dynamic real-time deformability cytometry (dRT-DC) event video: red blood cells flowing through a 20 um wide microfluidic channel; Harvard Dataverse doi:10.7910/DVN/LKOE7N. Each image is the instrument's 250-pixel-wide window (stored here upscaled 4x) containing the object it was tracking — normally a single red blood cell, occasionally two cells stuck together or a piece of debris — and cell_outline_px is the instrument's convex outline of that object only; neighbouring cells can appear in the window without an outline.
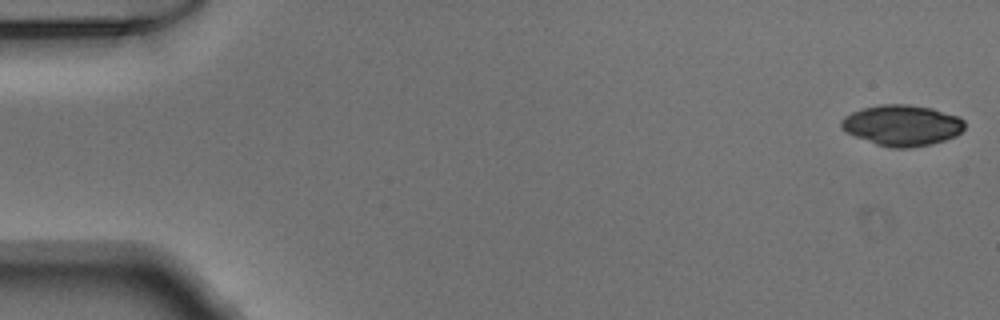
{"species": "Egyptian fruit bat (a non-hibernating species)", "species_latin": "Rousettus aegyptiacus", "temperature_condition": "warm", "stored_images_in_passage": 50, "camera_frame_rate_fps": 3000, "um_per_image_px": 0.085, "animal": {"sex": "male"}, "frame": {"image": 1, "passage_image": 1, "time_ms": 0.0, "image_size_px": [1000, 320], "cell_outline_px": [[964, 128], [956, 136], [944, 140], [928, 144], [908, 148], [892, 148], [876, 144], [844, 132], [840, 128], [840, 120], [844, 116], [860, 108], [880, 104], [908, 104], [932, 108], [960, 116], [964, 120]], "centroid_in_image_um": [76.64, 10.64], "position_along_channel_um": 8.4, "area_um2": 29.59}}
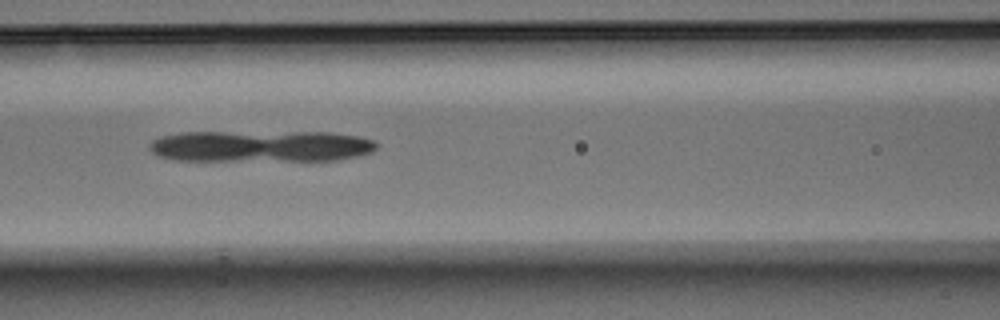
{"frame": {"image": 2, "passage_image": 22, "time_ms": 7.0, "image_size_px": [1000, 320], "cell_outline_px": [[376, 148], [372, 152], [340, 160], [172, 160], [156, 156], [148, 148], [148, 144], [152, 140], [160, 136], [180, 132], [332, 132], [360, 136], [376, 140]], "centroid_in_image_um": [22.14, 12.41], "position_along_channel_um": 144.5, "area_um2": 42.19}}
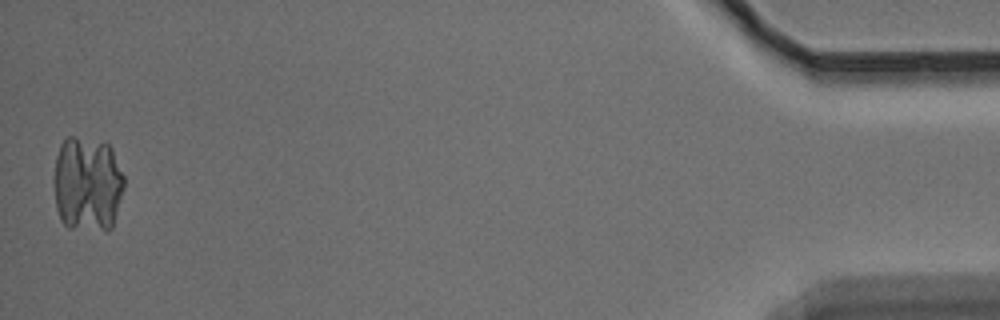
{"frame": {"image": 3, "passage_image": 50, "time_ms": 16.333, "image_size_px": [1000, 320], "cell_outline_px": [[124, 188], [112, 228], [108, 232], [68, 228], [60, 220], [56, 208], [56, 156], [60, 144], [68, 136], [76, 136], [104, 140], [112, 148], [124, 176]], "centroid_in_image_um": [7.47, 15.65], "position_along_channel_um": 427.7, "area_um2": 39.71}}